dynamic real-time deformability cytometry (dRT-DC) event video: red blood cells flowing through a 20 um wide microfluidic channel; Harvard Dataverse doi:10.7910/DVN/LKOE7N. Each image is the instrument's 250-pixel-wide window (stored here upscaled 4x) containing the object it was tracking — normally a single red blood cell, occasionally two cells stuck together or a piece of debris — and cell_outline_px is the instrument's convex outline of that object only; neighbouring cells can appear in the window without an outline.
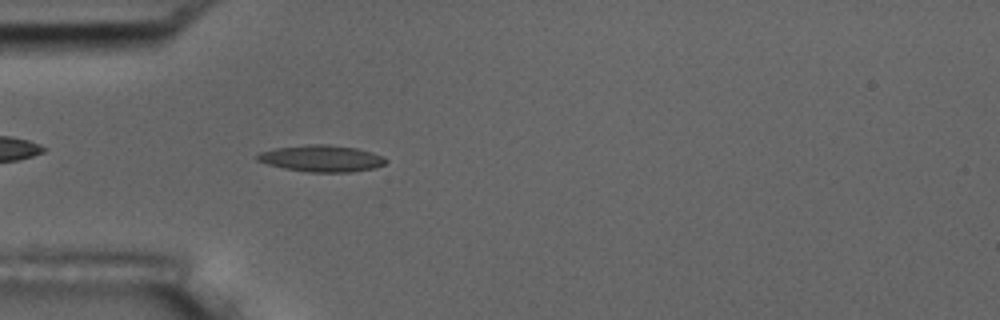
{"species": "common noctule bat (a hibernating species)", "species_latin": "Nyctalus noctula", "temperature_condition": "room temperature", "stored_images_in_passage": 5, "camera_frame_rate_fps": 3000, "um_per_image_px": 0.085, "animal": {"sex": "male", "body_mass_g": 17.5, "forearm_length_mm": 52.3}, "frame": {"image": 1, "passage_image": 5, "time_ms": 4.667, "image_size_px": [1000, 320], "cell_outline_px": [[388, 160], [384, 164], [376, 168], [348, 172], [312, 172], [284, 168], [268, 164], [256, 160], [256, 156], [260, 152], [276, 148], [308, 144], [328, 144], [356, 148], [372, 152], [384, 156]], "centroid_in_image_um": [27.36, 13.46], "position_along_channel_um": 57.6, "area_um2": 19.88}}